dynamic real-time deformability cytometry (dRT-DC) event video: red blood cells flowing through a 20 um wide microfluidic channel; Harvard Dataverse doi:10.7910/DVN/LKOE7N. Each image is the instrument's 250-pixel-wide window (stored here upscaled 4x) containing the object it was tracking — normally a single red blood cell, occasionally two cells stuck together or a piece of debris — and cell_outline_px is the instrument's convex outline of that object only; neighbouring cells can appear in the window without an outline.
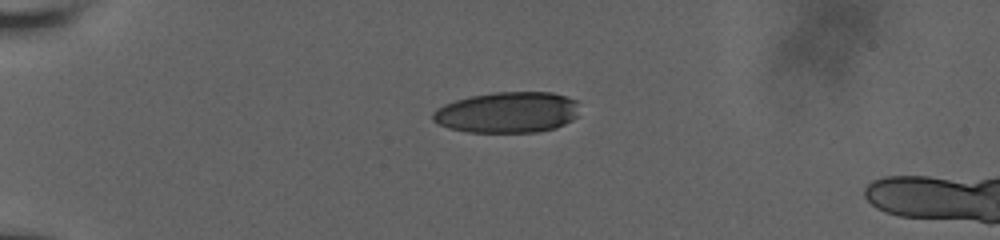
{"species": "human", "species_latin": "Homo sapiens", "temperature_condition": "room temperature", "stored_images_in_passage": 42, "camera_frame_rate_fps": 3000, "um_per_image_px": 0.085, "donor": {"sex": "male"}, "frame": {"image": 1, "passage_image": 1, "time_ms": 0.0, "image_size_px": [1000, 240], "cell_outline_px": [[576, 116], [572, 120], [556, 128], [536, 132], [468, 132], [448, 128], [432, 120], [432, 112], [436, 108], [444, 104], [456, 100], [472, 96], [496, 92], [552, 92], [576, 100]], "centroid_in_image_um": [43.09, 9.55], "position_along_channel_um": 41.9, "area_um2": 34.85}}
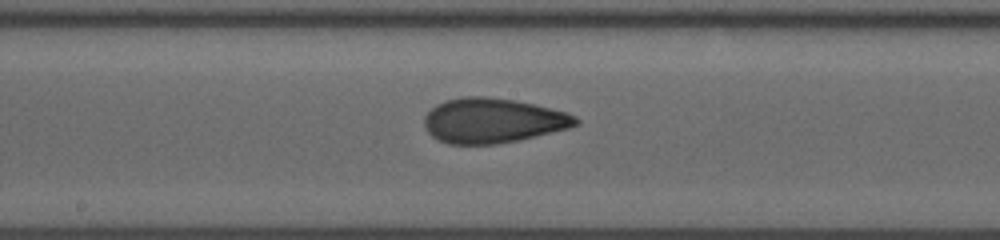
{"frame": {"image": 2, "passage_image": 18, "time_ms": 5.667, "image_size_px": [1000, 240], "cell_outline_px": [[580, 124], [568, 128], [516, 140], [492, 144], [448, 144], [432, 136], [424, 128], [424, 116], [436, 104], [448, 100], [464, 96], [484, 96], [512, 100], [532, 104], [568, 112], [576, 116], [580, 120]], "centroid_in_image_um": [41.87, 10.24], "position_along_channel_um": 206.3, "area_um2": 39.25}}
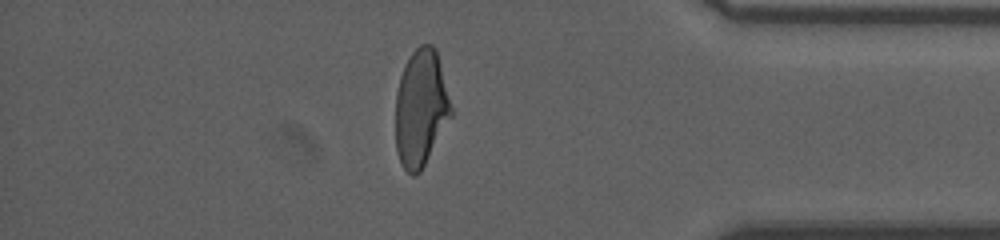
{"frame": {"image": 3, "passage_image": 35, "time_ms": 11.333, "image_size_px": [1000, 240], "cell_outline_px": [[452, 116], [420, 172], [416, 176], [412, 176], [404, 168], [396, 152], [396, 92], [400, 76], [412, 52], [420, 44], [432, 44], [436, 48], [452, 108]], "centroid_in_image_um": [35.77, 9.19], "position_along_channel_um": 399.4, "area_um2": 37.69}, "authors_computed_cell_mechanics": {"area_um2": 38.6393, "velocity_mm_per_s": 3.8203, "shape_relaxation_time_tau1_ms": 10.6856, "shape_relaxation_time_tau2_ms": 1.2353, "deformation_change_tau1": 0.2722, "deformation_change_tau2": 0.0771}}